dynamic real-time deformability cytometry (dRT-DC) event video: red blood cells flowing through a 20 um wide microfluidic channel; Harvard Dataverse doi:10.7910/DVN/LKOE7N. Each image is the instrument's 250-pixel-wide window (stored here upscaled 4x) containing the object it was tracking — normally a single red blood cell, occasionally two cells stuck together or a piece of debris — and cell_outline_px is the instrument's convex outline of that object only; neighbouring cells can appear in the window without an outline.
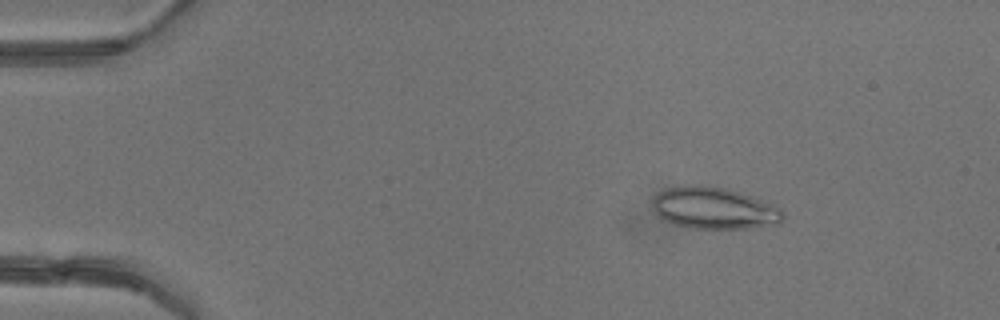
{"species": "common noctule bat (a hibernating species)", "species_latin": "Nyctalus noctula", "temperature_condition": "warm", "stored_images_in_passage": 5, "camera_frame_rate_fps": 3000, "um_per_image_px": 0.085, "animal": {"sex": "female"}, "frame": {"image": 1, "passage_image": 2, "time_ms": 2.0, "image_size_px": [1000, 320], "cell_outline_px": [[784, 216], [780, 224], [752, 228], [692, 228], [672, 224], [664, 220], [652, 208], [652, 200], [660, 192], [668, 188], [684, 184], [704, 184], [724, 188], [740, 192], [776, 204], [784, 212]], "centroid_in_image_um": [60.73, 17.68], "position_along_channel_um": 24.3, "area_um2": 32.19}}